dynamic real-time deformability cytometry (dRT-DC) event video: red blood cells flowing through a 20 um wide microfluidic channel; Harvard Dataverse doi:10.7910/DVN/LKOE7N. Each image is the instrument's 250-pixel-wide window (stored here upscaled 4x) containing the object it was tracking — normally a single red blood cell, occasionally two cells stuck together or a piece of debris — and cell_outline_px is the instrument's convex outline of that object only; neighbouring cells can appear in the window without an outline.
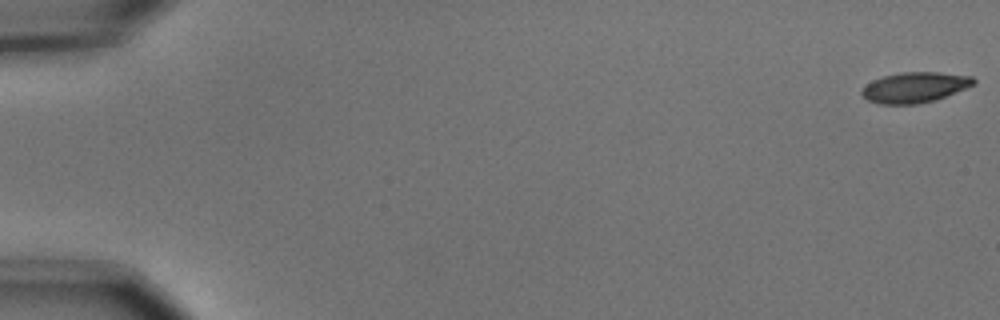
{"species": "common noctule bat (a hibernating species)", "species_latin": "Nyctalus noctula", "temperature_condition": "cold", "stored_images_in_passage": 6, "camera_frame_rate_fps": 3000, "um_per_image_px": 0.085, "animal": {"sex": "male", "body_mass_g": 15.6}, "frame": {"image": 1, "passage_image": 1, "time_ms": 0.0, "image_size_px": [1000, 320], "cell_outline_px": [[976, 84], [936, 100], [916, 104], [880, 104], [868, 100], [860, 92], [872, 80], [884, 76], [900, 72], [936, 72], [972, 76], [976, 80]], "centroid_in_image_um": [77.79, 7.42], "position_along_channel_um": 7.2, "area_um2": 19.77}}
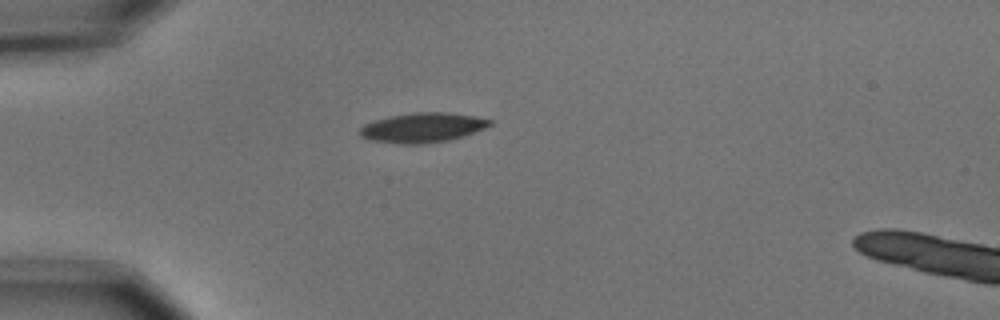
{"frame": {"image": 2, "passage_image": 5, "time_ms": 1.333, "image_size_px": [1000, 320], "cell_outline_px": [[492, 124], [484, 128], [448, 140], [420, 144], [400, 144], [368, 140], [360, 136], [360, 128], [364, 124], [376, 120], [392, 116], [412, 112], [444, 112], [472, 116], [492, 120]], "centroid_in_image_um": [35.86, 10.85], "position_along_channel_um": 49.1, "area_um2": 22.14}}